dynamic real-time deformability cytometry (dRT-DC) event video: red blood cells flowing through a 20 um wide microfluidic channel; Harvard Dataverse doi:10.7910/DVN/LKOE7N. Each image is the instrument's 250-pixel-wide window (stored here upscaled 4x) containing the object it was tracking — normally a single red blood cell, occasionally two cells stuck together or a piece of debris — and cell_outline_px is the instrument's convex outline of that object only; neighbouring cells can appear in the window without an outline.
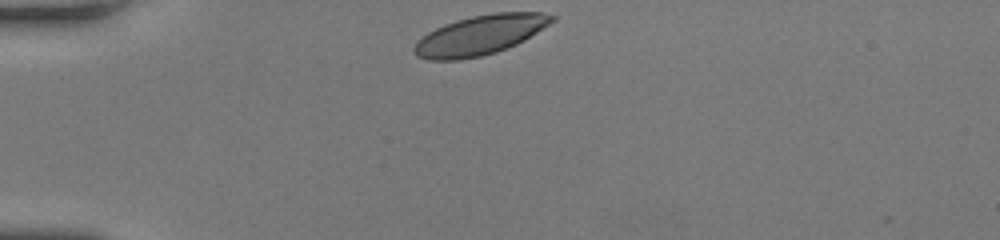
{"species": "human", "species_latin": "Homo sapiens", "temperature_condition": "room temperature", "stored_images_in_passage": 29, "camera_frame_rate_fps": 3000, "um_per_image_px": 0.085, "donor": {"sex": "female"}, "frame": {"image": 1, "passage_image": 1, "time_ms": 0.0, "image_size_px": [1000, 240], "cell_outline_px": [[556, 20], [524, 40], [516, 44], [496, 52], [480, 56], [460, 60], [428, 60], [416, 56], [412, 52], [412, 48], [416, 40], [428, 32], [444, 24], [456, 20], [472, 16], [492, 12], [540, 12], [556, 16]], "centroid_in_image_um": [40.77, 2.98], "position_along_channel_um": 44.2, "area_um2": 31.96}}
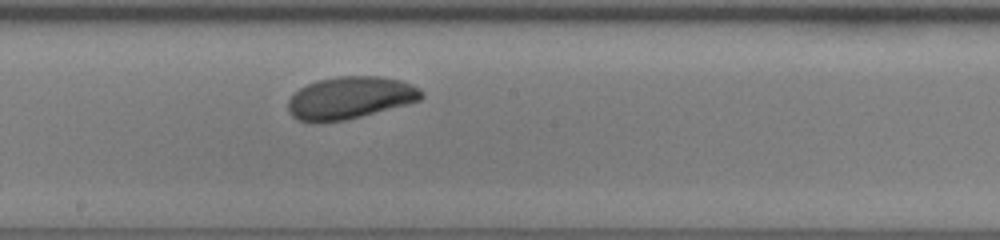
{"frame": {"image": 2, "passage_image": 16, "time_ms": 5.0, "image_size_px": [1000, 240], "cell_outline_px": [[424, 96], [420, 100], [408, 104], [344, 120], [320, 124], [316, 124], [300, 120], [292, 116], [288, 112], [288, 100], [300, 88], [316, 80], [336, 76], [380, 76], [400, 80], [420, 88], [424, 92]], "centroid_in_image_um": [29.74, 8.32], "position_along_channel_um": 218.5, "area_um2": 33.12}}
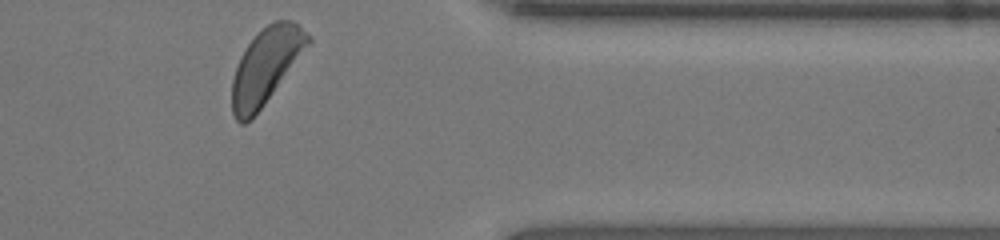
{"frame": {"image": 3, "passage_image": 29, "time_ms": 9.333, "image_size_px": [1000, 240], "cell_outline_px": [[312, 44], [264, 104], [244, 124], [240, 124], [236, 120], [232, 112], [232, 80], [240, 56], [248, 44], [268, 24], [276, 20], [292, 20], [312, 36]], "centroid_in_image_um": [22.65, 5.59], "position_along_channel_um": 388.8, "area_um2": 33.23}, "authors_computed_cell_mechanics": {"area_um2": 33.1194, "velocity_mm_per_s": 4.215, "shape_relaxation_time_tau1_ms": 3.4608, "shape_relaxation_time_tau2_ms": null, "deformation_change_tau1": 0.1415, "deformation_change_tau2": null}}